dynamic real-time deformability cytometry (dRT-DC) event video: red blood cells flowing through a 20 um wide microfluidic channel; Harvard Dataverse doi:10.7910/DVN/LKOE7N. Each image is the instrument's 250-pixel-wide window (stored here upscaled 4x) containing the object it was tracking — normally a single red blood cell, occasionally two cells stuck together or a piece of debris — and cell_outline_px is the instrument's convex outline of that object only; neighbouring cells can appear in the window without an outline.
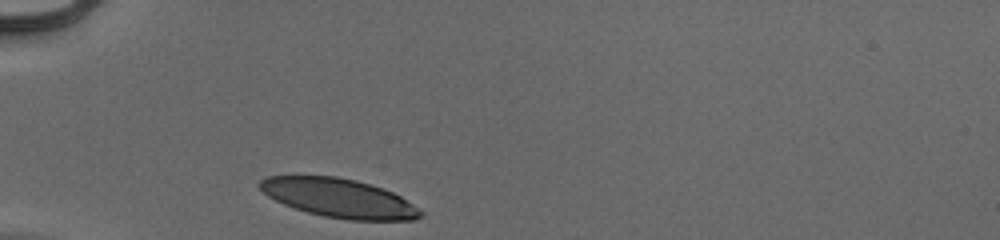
{"species": "human", "species_latin": "Homo sapiens", "temperature_condition": "cold", "stored_images_in_passage": 29, "camera_frame_rate_fps": 3000, "um_per_image_px": 0.085, "donor": {"sex": "male"}, "frame": {"image": 1, "passage_image": 1, "time_ms": 0.0, "image_size_px": [1000, 240], "cell_outline_px": [[424, 216], [416, 220], [348, 220], [324, 216], [308, 212], [284, 204], [268, 196], [256, 184], [260, 180], [268, 176], [336, 176], [356, 180], [384, 188], [400, 196], [424, 212]], "centroid_in_image_um": [28.84, 16.84], "position_along_channel_um": 56.2, "area_um2": 36.36}}
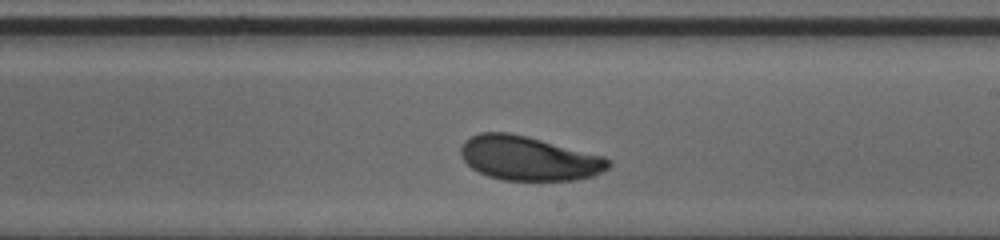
{"frame": {"image": 2, "passage_image": 17, "time_ms": 5.333, "image_size_px": [1000, 240], "cell_outline_px": [[612, 164], [608, 168], [592, 176], [576, 180], [504, 180], [488, 176], [472, 168], [460, 156], [460, 148], [464, 140], [480, 132], [508, 132], [528, 136], [604, 156]], "centroid_in_image_um": [44.92, 13.45], "position_along_channel_um": 244.1, "area_um2": 38.03}}
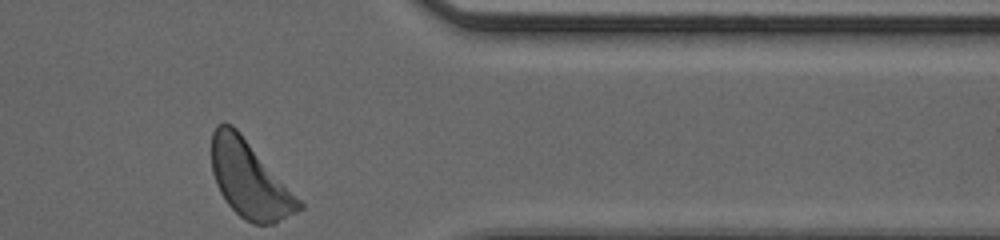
{"frame": {"image": 3, "passage_image": 29, "time_ms": 9.333, "image_size_px": [1000, 240], "cell_outline_px": [[304, 208], [276, 224], [252, 224], [244, 220], [224, 200], [216, 184], [212, 172], [212, 132], [216, 124], [232, 124], [236, 128], [304, 204]], "centroid_in_image_um": [21.21, 15.29], "position_along_channel_um": 390.2, "area_um2": 38.73}, "authors_computed_cell_mechanics": {"area_um2": 37.9746, "velocity_mm_per_s": 3.8735, "shape_relaxation_time_tau1_ms": 2.2664, "shape_relaxation_time_tau2_ms": 5.0844, "deformation_change_tau1": 0.099, "deformation_change_tau2": 0.1052}}